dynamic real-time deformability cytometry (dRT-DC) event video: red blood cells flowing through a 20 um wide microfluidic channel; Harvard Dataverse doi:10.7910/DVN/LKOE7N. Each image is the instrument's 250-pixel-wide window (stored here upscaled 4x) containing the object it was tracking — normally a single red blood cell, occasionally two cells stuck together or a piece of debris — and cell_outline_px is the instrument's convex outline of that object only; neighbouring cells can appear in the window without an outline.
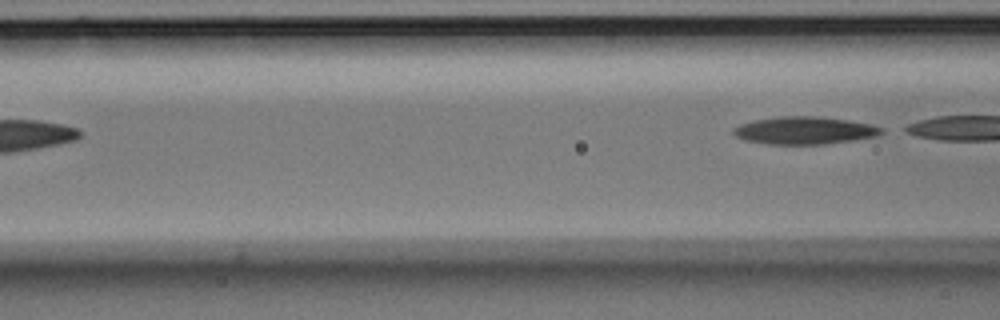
{"species": "Egyptian fruit bat (a non-hibernating species)", "species_latin": "Rousettus aegyptiacus", "temperature_condition": "room temperature", "stored_images_in_passage": 6, "segment_of_instrument_passage": [2, 2], "camera_frame_rate_fps": 3000, "um_per_image_px": 0.085, "animal": {"sex": "male"}, "frame": {"image": 1, "passage_image": 6, "time_ms": 1.667, "image_size_px": [1000, 320], "cell_outline_px": [[884, 132], [876, 136], [852, 140], [824, 144], [768, 144], [744, 140], [736, 136], [732, 132], [732, 128], [740, 124], [752, 120], [780, 116], [816, 116], [848, 120], [872, 124], [884, 128]], "centroid_in_image_um": [68.37, 11.08], "position_along_channel_um": 98.2, "area_um2": 23.87}}